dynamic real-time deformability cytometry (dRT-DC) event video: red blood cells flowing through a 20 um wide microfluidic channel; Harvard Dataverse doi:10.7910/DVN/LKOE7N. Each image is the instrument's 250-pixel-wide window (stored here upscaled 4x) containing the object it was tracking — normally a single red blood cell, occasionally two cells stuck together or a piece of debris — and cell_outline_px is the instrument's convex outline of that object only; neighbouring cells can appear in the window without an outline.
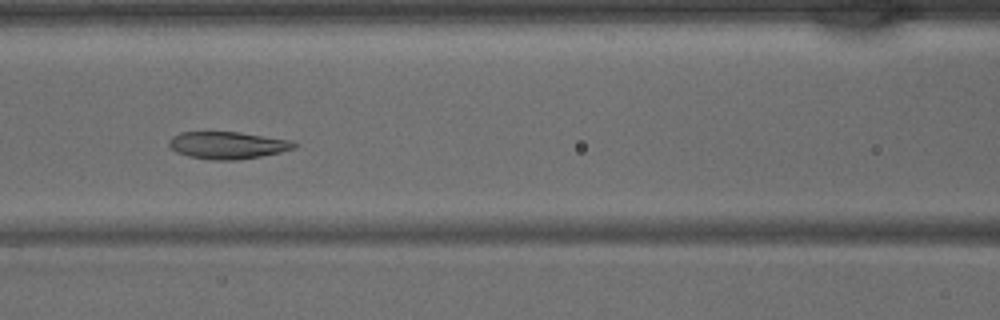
{"species": "common noctule bat (a hibernating species)", "species_latin": "Nyctalus noctula", "temperature_condition": "warm", "stored_images_in_passage": 41, "camera_frame_rate_fps": 3000, "um_per_image_px": 0.085, "animal": {"sex": "male", "body_mass_g": 15.6}, "frame": {"image": 1, "passage_image": 17, "time_ms": 5.333, "image_size_px": [1000, 320], "cell_outline_px": [[296, 148], [280, 152], [260, 156], [236, 160], [212, 160], [188, 156], [176, 152], [168, 144], [168, 140], [172, 136], [180, 132], [240, 132], [292, 140], [296, 144]], "centroid_in_image_um": [19.33, 12.34], "position_along_channel_um": 147.3, "area_um2": 19.88}}
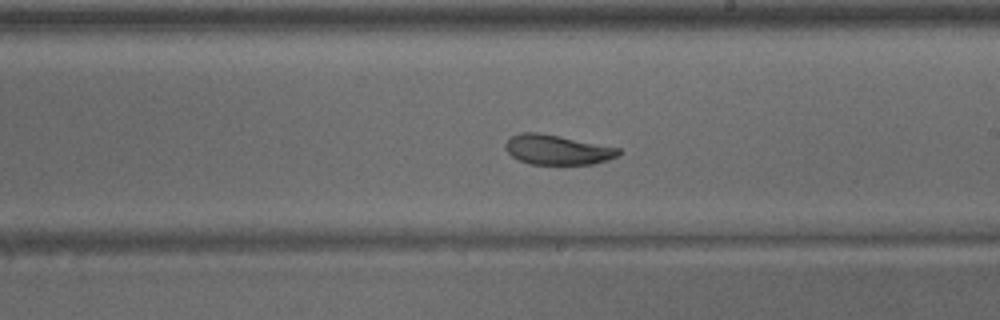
{"frame": {"image": 2, "passage_image": 23, "time_ms": 7.333, "image_size_px": [1000, 320], "cell_outline_px": [[624, 152], [608, 160], [592, 164], [532, 164], [520, 160], [512, 156], [504, 148], [504, 144], [512, 136], [520, 132], [536, 132], [560, 136], [620, 148]], "centroid_in_image_um": [47.38, 12.72], "position_along_channel_um": 241.6, "area_um2": 19.59}}
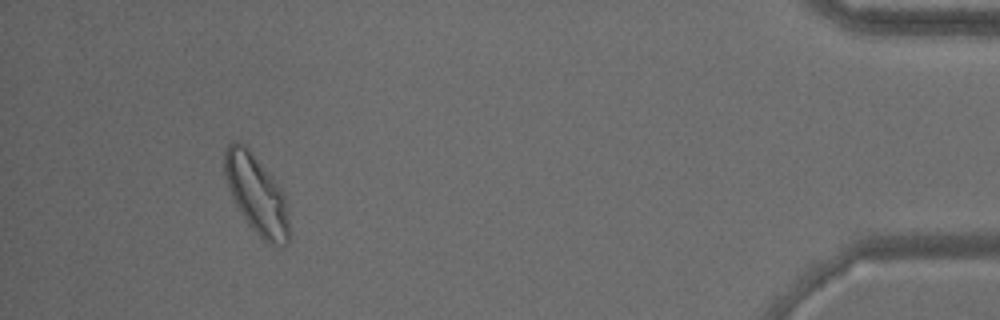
{"frame": {"image": 3, "passage_image": 38, "time_ms": 12.333, "image_size_px": [1000, 320], "cell_outline_px": [[288, 240], [284, 244], [268, 244], [248, 224], [236, 204], [228, 188], [224, 176], [224, 152], [228, 144], [232, 140], [236, 140], [244, 144], [252, 152], [276, 180], [284, 192], [288, 212]], "centroid_in_image_um": [21.79, 16.46], "position_along_channel_um": 413.4, "area_um2": 29.59}}